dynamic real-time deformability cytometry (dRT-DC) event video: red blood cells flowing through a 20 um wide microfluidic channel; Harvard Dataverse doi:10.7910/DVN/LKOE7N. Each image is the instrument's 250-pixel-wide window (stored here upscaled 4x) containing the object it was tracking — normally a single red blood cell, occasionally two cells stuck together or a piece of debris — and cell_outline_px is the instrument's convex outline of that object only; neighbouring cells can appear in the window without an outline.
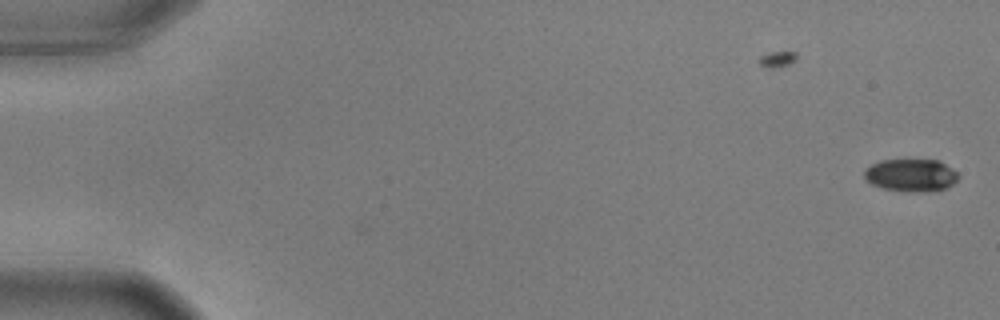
{"species": "common noctule bat (a hibernating species)", "species_latin": "Nyctalus noctula", "temperature_condition": "warm", "stored_images_in_passage": 56, "camera_frame_rate_fps": 3000, "um_per_image_px": 0.085, "animal": {"sex": "male", "body_mass_g": 17.9, "forearm_length_mm": 54.2}, "frame": {"image": 1, "passage_image": 1, "time_ms": 0.0, "image_size_px": [1000, 320], "cell_outline_px": [[960, 176], [952, 184], [944, 188], [924, 192], [916, 192], [884, 188], [872, 184], [864, 176], [864, 168], [880, 160], [940, 160], [952, 168]], "centroid_in_image_um": [77.44, 14.87], "position_along_channel_um": 7.6, "area_um2": 17.69}}
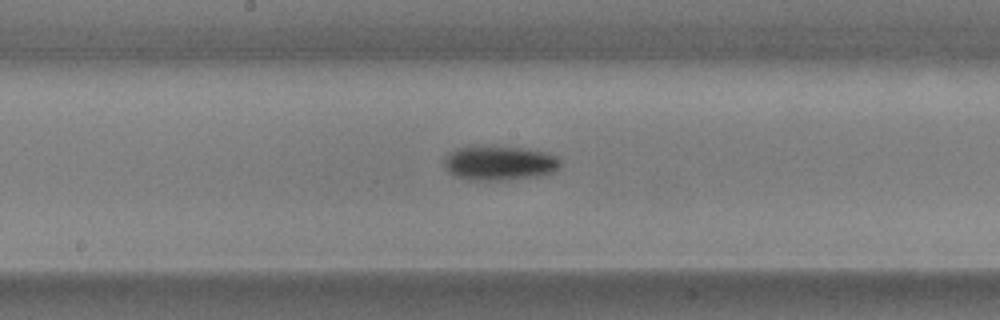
{"frame": {"image": 2, "passage_image": 30, "time_ms": 9.667, "image_size_px": [1000, 320], "cell_outline_px": [[560, 168], [552, 172], [540, 176], [508, 180], [468, 180], [452, 176], [444, 168], [444, 160], [448, 152], [456, 148], [468, 144], [484, 144], [524, 148], [548, 152], [556, 156], [560, 160]], "centroid_in_image_um": [42.39, 13.83], "position_along_channel_um": 205.8, "area_um2": 24.45}}
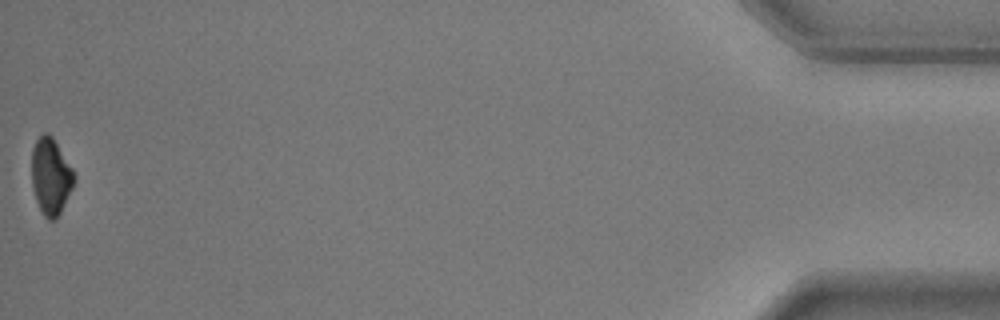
{"frame": {"image": 3, "passage_image": 56, "time_ms": 18.333, "image_size_px": [1000, 320], "cell_outline_px": [[76, 180], [56, 220], [48, 220], [44, 216], [36, 200], [32, 188], [32, 148], [36, 140], [44, 132], [48, 132], [52, 136], [72, 168], [76, 176]], "centroid_in_image_um": [4.31, 14.98], "position_along_channel_um": 430.9, "area_um2": 18.9}, "authors_computed_cell_mechanics": {"area_um2": 20.6635, "velocity_mm_per_s": 3.6468, "shape_relaxation_time_tau1_ms": 2.8085, "shape_relaxation_time_tau2_ms": null, "deformation_change_tau1": 0.1172, "deformation_change_tau2": null}}